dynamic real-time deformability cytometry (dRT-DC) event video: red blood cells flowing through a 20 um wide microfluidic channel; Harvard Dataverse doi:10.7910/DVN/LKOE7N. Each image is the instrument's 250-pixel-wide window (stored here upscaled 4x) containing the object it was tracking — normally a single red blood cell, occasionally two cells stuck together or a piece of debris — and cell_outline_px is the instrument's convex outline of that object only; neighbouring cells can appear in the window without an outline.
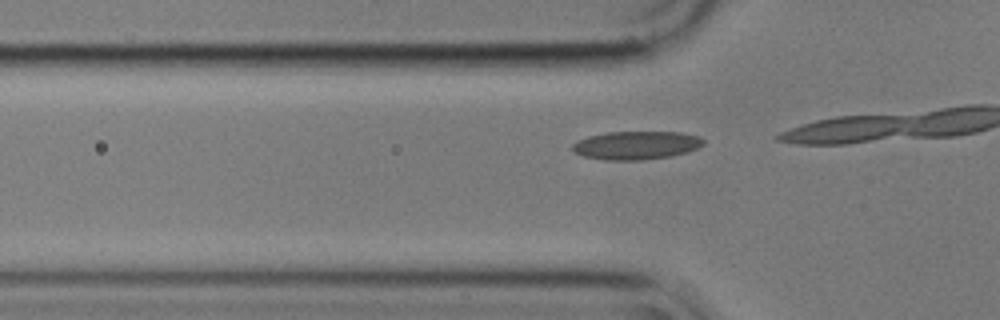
{"species": "common noctule bat (a hibernating species)", "species_latin": "Nyctalus noctula", "temperature_condition": "cold", "stored_images_in_passage": 16, "camera_frame_rate_fps": 3000, "um_per_image_px": 0.085, "animal": {"sex": "male", "body_mass_g": 17.9}, "frame": {"image": 1, "passage_image": 14, "time_ms": 4.333, "image_size_px": [1000, 320], "cell_outline_px": [[704, 144], [696, 148], [672, 156], [640, 160], [604, 160], [584, 156], [576, 152], [572, 148], [572, 144], [588, 136], [608, 132], [680, 132], [700, 136], [704, 140]], "centroid_in_image_um": [54.09, 12.34], "position_along_channel_um": 71.7, "area_um2": 21.44}}